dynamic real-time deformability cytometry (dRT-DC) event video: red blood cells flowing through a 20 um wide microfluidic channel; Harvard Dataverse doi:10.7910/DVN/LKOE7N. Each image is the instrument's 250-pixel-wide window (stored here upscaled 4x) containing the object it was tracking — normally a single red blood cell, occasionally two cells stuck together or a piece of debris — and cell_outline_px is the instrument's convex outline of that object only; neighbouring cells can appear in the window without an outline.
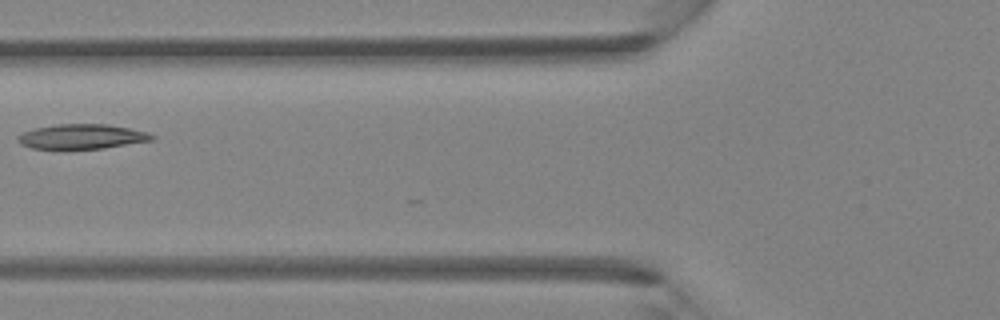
{"species": "Egyptian fruit bat (a non-hibernating species)", "species_latin": "Rousettus aegyptiacus", "temperature_condition": "room temperature", "stored_images_in_passage": 4, "camera_frame_rate_fps": 3000, "um_per_image_px": 0.085, "animal": {"sex": "female"}, "frame": {"image": 1, "passage_image": 4, "time_ms": 1.0, "image_size_px": [1000, 320], "cell_outline_px": [[156, 136], [152, 140], [104, 148], [32, 148], [20, 144], [16, 140], [16, 136], [20, 132], [36, 128], [56, 124], [108, 124], [148, 132]], "centroid_in_image_um": [6.92, 11.59], "position_along_channel_um": 118.9, "area_um2": 19.25}}